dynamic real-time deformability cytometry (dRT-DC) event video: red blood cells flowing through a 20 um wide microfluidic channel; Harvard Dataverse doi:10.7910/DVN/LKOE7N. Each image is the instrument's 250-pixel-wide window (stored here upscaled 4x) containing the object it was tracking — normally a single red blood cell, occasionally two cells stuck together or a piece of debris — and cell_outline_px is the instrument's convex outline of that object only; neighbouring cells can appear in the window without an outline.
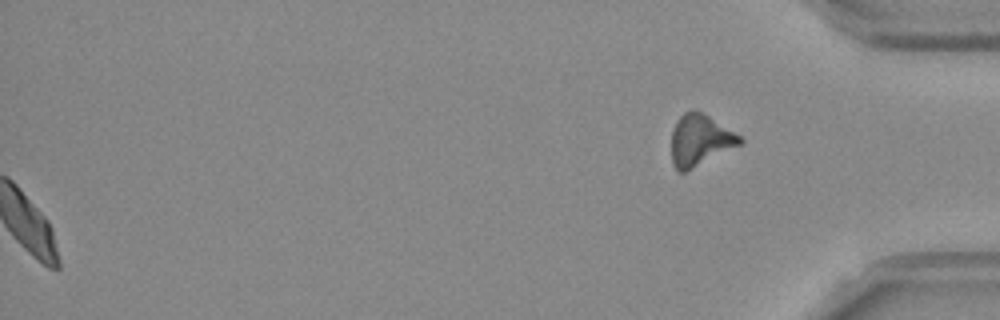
{"species": "Egyptian fruit bat (a non-hibernating species)", "species_latin": "Rousettus aegyptiacus", "temperature_condition": "room temperature", "stored_images_in_passage": 53, "segment_of_instrument_passage": [2, 2], "camera_frame_rate_fps": 3000, "um_per_image_px": 0.085, "frame": {"image": 1, "passage_image": 53, "time_ms": 17.333, "image_size_px": [1000, 320], "cell_outline_px": [[744, 144], [684, 172], [680, 172], [672, 164], [672, 132], [676, 120], [684, 112], [692, 108], [696, 108], [740, 136], [744, 140]], "centroid_in_image_um": [59.51, 11.9], "position_along_channel_um": 375.7, "area_um2": 20.58}}